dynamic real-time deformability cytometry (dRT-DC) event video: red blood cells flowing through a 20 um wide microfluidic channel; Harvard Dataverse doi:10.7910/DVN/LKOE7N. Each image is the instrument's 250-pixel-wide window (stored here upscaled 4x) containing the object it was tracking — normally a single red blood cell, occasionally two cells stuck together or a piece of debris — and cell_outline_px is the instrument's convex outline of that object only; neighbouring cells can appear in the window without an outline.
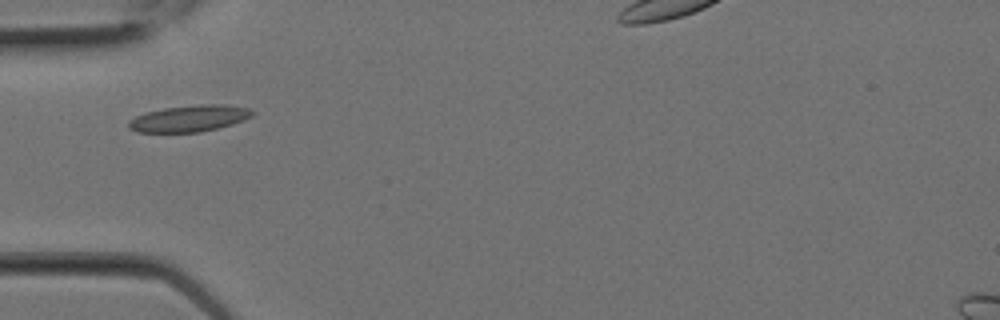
{"species": "Egyptian fruit bat (a non-hibernating species)", "species_latin": "Rousettus aegyptiacus", "temperature_condition": "room temperature", "stored_images_in_passage": 3, "camera_frame_rate_fps": 3000, "um_per_image_px": 0.085, "animal": {"sex": "female"}, "frame": {"image": 1, "passage_image": 2, "time_ms": 0.333, "image_size_px": [1000, 320], "cell_outline_px": [[256, 112], [252, 116], [232, 124], [200, 132], [136, 132], [128, 128], [128, 120], [144, 112], [164, 108], [204, 104], [224, 104], [248, 108]], "centroid_in_image_um": [16.06, 10.06], "position_along_channel_um": 68.9, "area_um2": 19.07}}
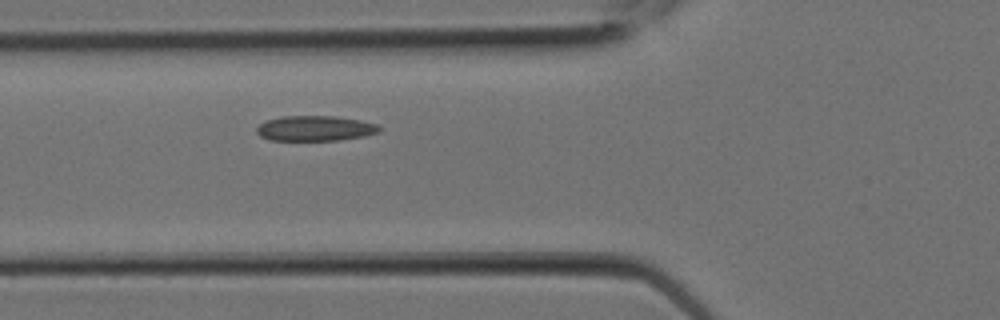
{"frame": {"image": 2, "passage_image": 3, "time_ms": 0.667, "image_size_px": [1000, 320], "cell_outline_px": [[380, 132], [364, 136], [340, 140], [268, 140], [260, 136], [256, 132], [256, 128], [260, 124], [268, 120], [284, 116], [336, 116], [360, 120], [376, 124], [380, 128]], "centroid_in_image_um": [26.78, 10.91], "position_along_channel_um": 99.0, "area_um2": 17.98}}